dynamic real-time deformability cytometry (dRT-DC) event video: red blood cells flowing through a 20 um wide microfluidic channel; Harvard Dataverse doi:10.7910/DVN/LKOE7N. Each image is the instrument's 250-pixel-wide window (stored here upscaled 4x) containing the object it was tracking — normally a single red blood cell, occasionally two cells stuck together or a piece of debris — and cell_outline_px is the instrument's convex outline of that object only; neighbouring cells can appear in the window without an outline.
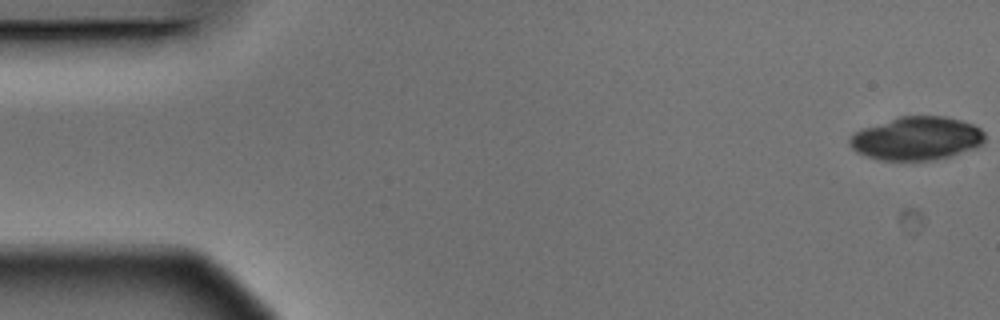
{"species": "Egyptian fruit bat (a non-hibernating species)", "species_latin": "Rousettus aegyptiacus", "temperature_condition": "warm", "stored_images_in_passage": 5, "camera_frame_rate_fps": 3000, "um_per_image_px": 0.085, "animal": {"sex": "male"}, "frame": {"image": 1, "passage_image": 1, "time_ms": 0.0, "image_size_px": [1000, 320], "cell_outline_px": [[984, 144], [976, 148], [952, 156], [936, 160], [880, 160], [856, 152], [852, 148], [848, 140], [856, 132], [864, 128], [900, 116], [944, 116], [960, 120], [972, 124], [980, 128], [984, 132]], "centroid_in_image_um": [77.96, 11.78], "position_along_channel_um": 7.0, "area_um2": 34.1}}